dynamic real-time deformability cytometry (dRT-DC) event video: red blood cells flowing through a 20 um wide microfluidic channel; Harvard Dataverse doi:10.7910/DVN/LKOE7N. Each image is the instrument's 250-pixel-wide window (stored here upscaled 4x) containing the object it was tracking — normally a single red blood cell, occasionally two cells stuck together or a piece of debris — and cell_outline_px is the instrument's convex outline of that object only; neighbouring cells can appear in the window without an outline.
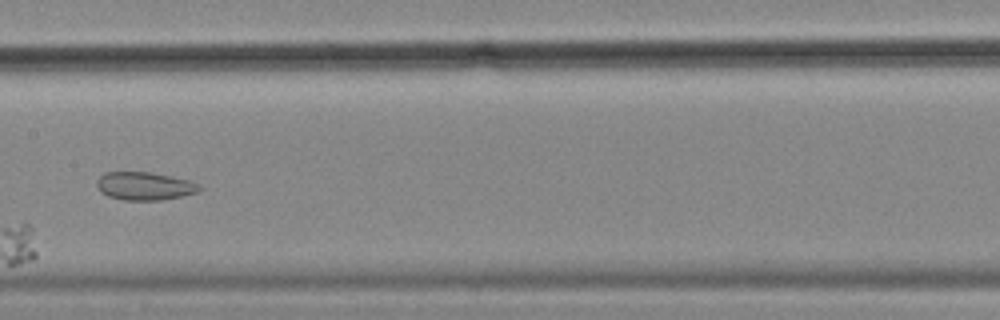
{"species": "common noctule bat (a hibernating species)", "species_latin": "Nyctalus noctula", "temperature_condition": "cold", "stored_images_in_passage": 10, "camera_frame_rate_fps": 3000, "um_per_image_px": 0.085, "animal": {"sex": "female", "body_mass_g": 18.4}, "frame": {"image": 1, "passage_image": 7, "time_ms": 2.0, "image_size_px": [1000, 320], "cell_outline_px": [[204, 188], [200, 192], [160, 200], [124, 200], [108, 196], [100, 192], [96, 188], [96, 180], [104, 172], [152, 172], [192, 180], [200, 184]], "centroid_in_image_um": [12.32, 15.8], "position_along_channel_um": 195.1, "area_um2": 17.17}}